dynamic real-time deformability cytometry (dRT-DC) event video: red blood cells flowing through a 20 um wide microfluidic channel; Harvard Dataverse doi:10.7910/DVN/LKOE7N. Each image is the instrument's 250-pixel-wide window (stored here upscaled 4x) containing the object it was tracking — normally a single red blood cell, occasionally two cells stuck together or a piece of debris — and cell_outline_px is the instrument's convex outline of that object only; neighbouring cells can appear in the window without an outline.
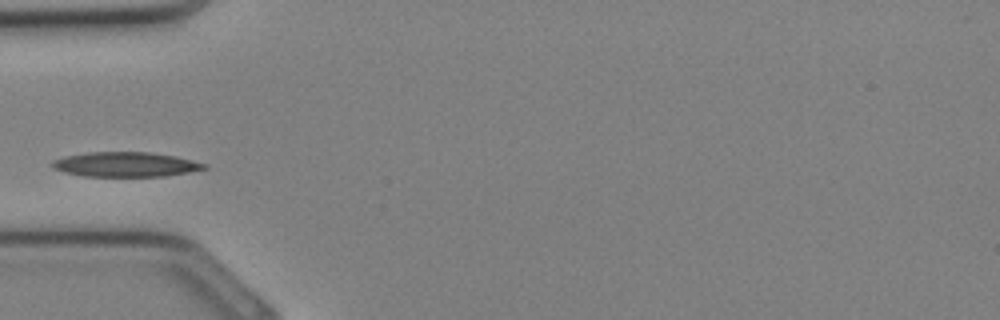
{"species": "Egyptian fruit bat (a non-hibernating species)", "species_latin": "Rousettus aegyptiacus", "temperature_condition": "cold", "stored_images_in_passage": 17, "camera_frame_rate_fps": 3000, "um_per_image_px": 0.085, "animal": {"sex": "female"}, "frame": {"image": 1, "passage_image": 1, "time_ms": 0.0, "image_size_px": [1000, 320], "cell_outline_px": [[208, 168], [188, 172], [164, 176], [84, 176], [64, 172], [52, 168], [52, 160], [64, 156], [88, 152], [148, 152], [176, 156], [208, 164]], "centroid_in_image_um": [10.67, 13.97], "position_along_channel_um": 74.3, "area_um2": 21.91}}
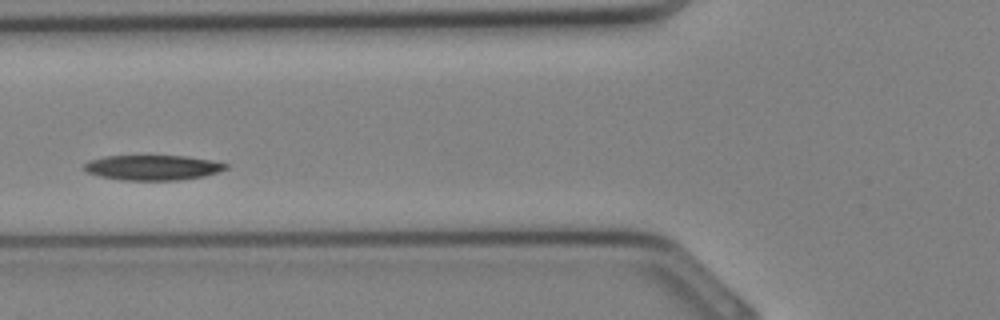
{"frame": {"image": 2, "passage_image": 3, "time_ms": 0.667, "image_size_px": [1000, 320], "cell_outline_px": [[228, 168], [204, 176], [180, 180], [120, 180], [100, 176], [88, 172], [84, 168], [84, 164], [88, 160], [104, 156], [184, 156], [212, 160], [228, 164]], "centroid_in_image_um": [12.97, 14.24], "position_along_channel_um": 112.8, "area_um2": 20.63}}
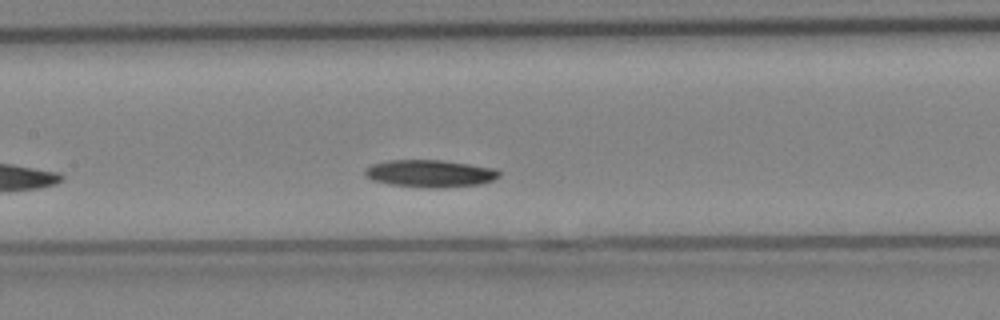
{"frame": {"image": 3, "passage_image": 6, "time_ms": 1.667, "image_size_px": [1000, 320], "cell_outline_px": [[500, 176], [492, 180], [480, 184], [444, 188], [428, 188], [392, 184], [372, 180], [364, 176], [364, 168], [372, 164], [388, 160], [444, 160], [496, 168], [500, 172]], "centroid_in_image_um": [36.55, 14.74], "position_along_channel_um": 170.8, "area_um2": 21.56}}